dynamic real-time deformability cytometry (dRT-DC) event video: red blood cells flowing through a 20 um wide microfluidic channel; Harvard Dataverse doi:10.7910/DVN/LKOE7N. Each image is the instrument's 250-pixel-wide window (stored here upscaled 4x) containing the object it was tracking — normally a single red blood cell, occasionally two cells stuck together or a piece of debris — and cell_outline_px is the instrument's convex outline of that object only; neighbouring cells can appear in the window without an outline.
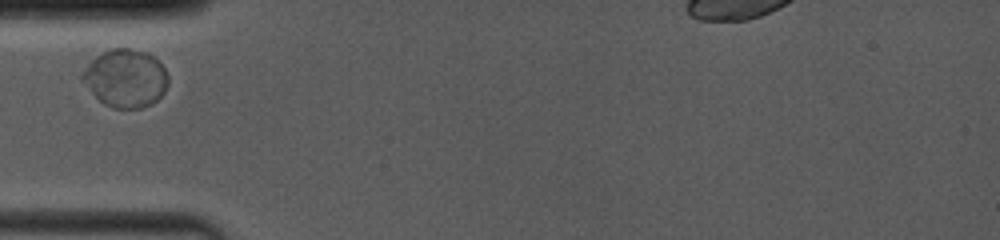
{"species": "common noctule bat (a hibernating species)", "species_latin": "Nyctalus noctula", "temperature_condition": "room temperature", "stored_images_in_passage": 4, "segment_of_instrument_passage": [1, 2], "camera_frame_rate_fps": 4000, "um_per_image_px": 0.085, "animal": {"sex": "female", "body_mass_g": 19.0, "forearm_length_mm": 53.3}, "frame": {"image": 1, "passage_image": 1, "time_ms": 0.0, "image_size_px": [1000, 240], "cell_outline_px": [[168, 84], [164, 92], [152, 104], [140, 108], [112, 108], [104, 104], [92, 92], [80, 76], [88, 64], [96, 56], [112, 48], [128, 48], [148, 52], [164, 68], [168, 76]], "centroid_in_image_um": [10.69, 6.65], "position_along_channel_um": 74.3, "area_um2": 28.67}}
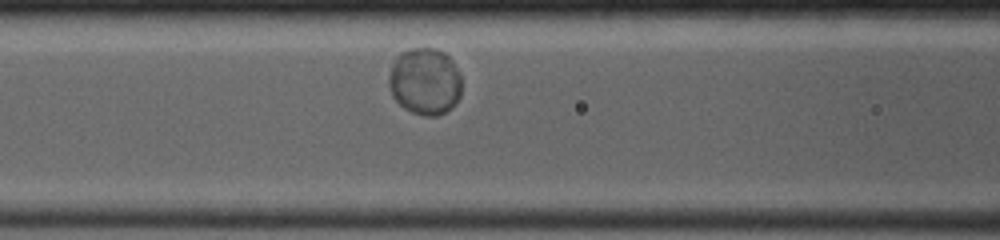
{"frame": {"image": 2, "passage_image": 3, "time_ms": 1.5, "image_size_px": [1000, 240], "cell_outline_px": [[460, 96], [452, 108], [436, 116], [424, 116], [412, 112], [404, 108], [392, 96], [388, 84], [388, 76], [392, 64], [396, 56], [400, 52], [412, 48], [432, 48], [444, 52], [452, 60], [460, 76]], "centroid_in_image_um": [36.09, 6.91], "position_along_channel_um": 130.5, "area_um2": 28.5}}